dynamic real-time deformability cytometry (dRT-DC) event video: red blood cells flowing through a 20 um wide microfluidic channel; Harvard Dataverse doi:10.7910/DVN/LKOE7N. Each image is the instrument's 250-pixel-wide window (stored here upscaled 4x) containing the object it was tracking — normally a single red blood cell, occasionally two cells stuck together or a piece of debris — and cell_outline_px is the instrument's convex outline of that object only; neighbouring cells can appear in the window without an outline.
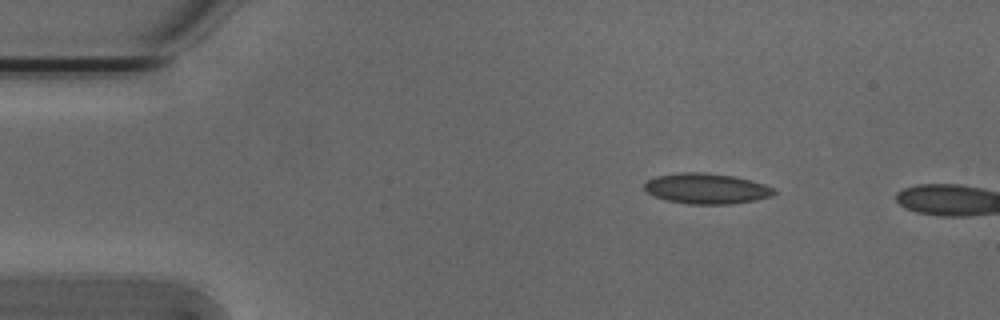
{"species": "Egyptian fruit bat (a non-hibernating species)", "species_latin": "Rousettus aegyptiacus", "temperature_condition": "cold", "stored_images_in_passage": 3, "camera_frame_rate_fps": 3000, "um_per_image_px": 0.085, "animal": {"sex": "male"}, "frame": {"image": 1, "passage_image": 1, "time_ms": 0.0, "image_size_px": [1000, 320], "cell_outline_px": [[776, 192], [772, 196], [756, 200], [728, 204], [688, 204], [668, 200], [652, 196], [644, 192], [644, 184], [648, 180], [656, 176], [680, 172], [704, 172], [732, 176], [752, 180], [776, 188]], "centroid_in_image_um": [60.04, 16.03], "position_along_channel_um": 25.0, "area_um2": 23.24}}